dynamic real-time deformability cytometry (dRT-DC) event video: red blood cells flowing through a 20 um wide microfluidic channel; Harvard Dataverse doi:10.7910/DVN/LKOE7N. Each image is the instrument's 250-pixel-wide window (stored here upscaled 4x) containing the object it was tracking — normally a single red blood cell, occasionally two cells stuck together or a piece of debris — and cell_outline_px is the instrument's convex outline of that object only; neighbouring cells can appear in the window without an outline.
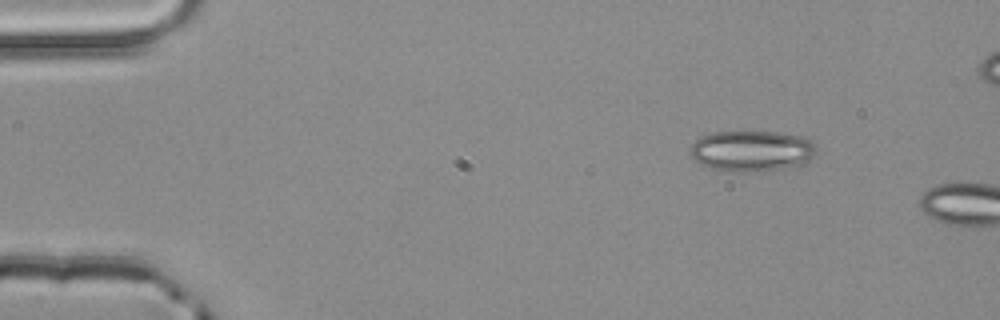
{"species": "common noctule bat (a hibernating species)", "species_latin": "Nyctalus noctula", "temperature_condition": "room temperature", "stored_images_in_passage": 2, "camera_frame_rate_fps": 3000, "um_per_image_px": 0.085, "animal": {"sex": "male", "body_mass_g": 20.4}, "frame": {"image": 1, "passage_image": 1, "time_ms": 0.0, "image_size_px": [1000, 320], "cell_outline_px": [[816, 152], [804, 164], [780, 168], [712, 168], [700, 164], [688, 152], [692, 144], [700, 136], [712, 132], [776, 132], [800, 136], [812, 140], [816, 148]], "centroid_in_image_um": [63.9, 12.75], "position_along_channel_um": 21.1, "area_um2": 28.73}}